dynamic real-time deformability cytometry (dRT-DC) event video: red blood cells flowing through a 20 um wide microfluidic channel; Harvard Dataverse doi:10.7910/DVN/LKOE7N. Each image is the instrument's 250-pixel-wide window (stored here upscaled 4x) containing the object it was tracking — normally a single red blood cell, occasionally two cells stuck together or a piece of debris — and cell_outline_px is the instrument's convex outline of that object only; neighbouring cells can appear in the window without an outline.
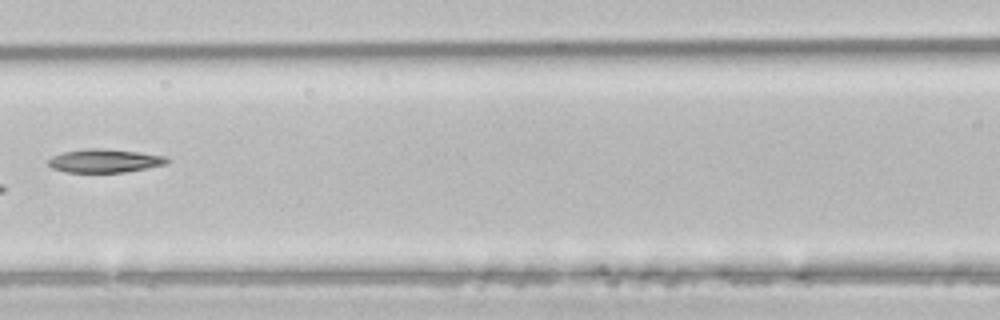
{"species": "common noctule bat (a hibernating species)", "species_latin": "Nyctalus noctula", "temperature_condition": "room temperature", "stored_images_in_passage": 7, "camera_frame_rate_fps": 3000, "um_per_image_px": 0.085, "animal": {"sex": "male", "body_mass_g": 21.5, "forearm_length_mm": 52.0}, "frame": {"image": 1, "passage_image": 6, "time_ms": 1.667, "image_size_px": [1000, 320], "cell_outline_px": [[168, 164], [124, 172], [64, 172], [52, 168], [48, 164], [48, 160], [52, 156], [64, 152], [84, 148], [104, 148], [140, 152], [164, 156], [168, 160]], "centroid_in_image_um": [8.87, 13.66], "position_along_channel_um": 157.7, "area_um2": 16.24}}
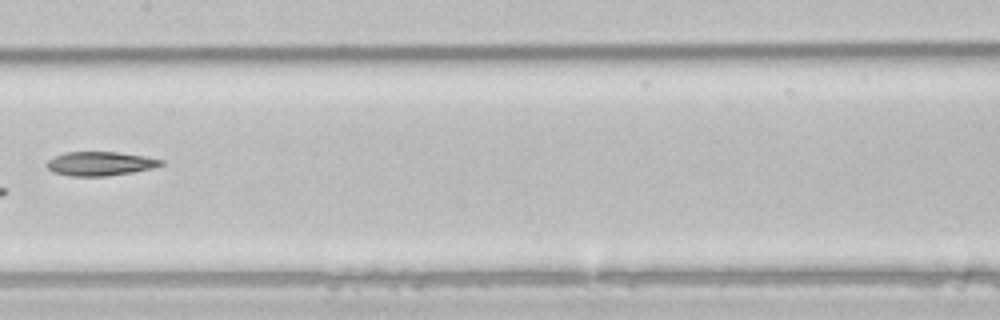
{"frame": {"image": 2, "passage_image": 7, "time_ms": 2.0, "image_size_px": [1000, 320], "cell_outline_px": [[164, 164], [152, 168], [132, 172], [108, 176], [68, 176], [52, 172], [44, 164], [48, 160], [64, 152], [116, 152], [144, 156], [164, 160]], "centroid_in_image_um": [8.48, 13.91], "position_along_channel_um": 198.9, "area_um2": 16.01}}